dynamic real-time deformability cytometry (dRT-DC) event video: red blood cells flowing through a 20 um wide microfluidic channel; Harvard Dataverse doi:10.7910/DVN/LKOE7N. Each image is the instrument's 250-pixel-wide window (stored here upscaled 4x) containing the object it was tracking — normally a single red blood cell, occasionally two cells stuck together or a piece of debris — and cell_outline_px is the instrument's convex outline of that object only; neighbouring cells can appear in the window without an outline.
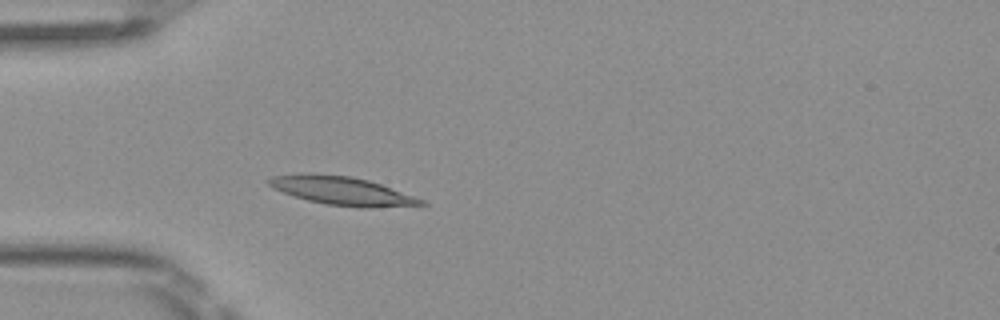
{"species": "Egyptian fruit bat (a non-hibernating species)", "species_latin": "Rousettus aegyptiacus", "temperature_condition": "room temperature", "stored_images_in_passage": 4, "camera_frame_rate_fps": 3000, "um_per_image_px": 0.085, "frame": {"image": 1, "passage_image": 4, "time_ms": 1.0, "image_size_px": [1000, 320], "cell_outline_px": [[428, 204], [368, 208], [360, 208], [324, 204], [308, 200], [272, 188], [264, 180], [272, 176], [308, 172], [352, 176], [368, 180], [380, 184], [424, 200]], "centroid_in_image_um": [29.01, 16.2], "position_along_channel_um": 56.0, "area_um2": 25.26}}